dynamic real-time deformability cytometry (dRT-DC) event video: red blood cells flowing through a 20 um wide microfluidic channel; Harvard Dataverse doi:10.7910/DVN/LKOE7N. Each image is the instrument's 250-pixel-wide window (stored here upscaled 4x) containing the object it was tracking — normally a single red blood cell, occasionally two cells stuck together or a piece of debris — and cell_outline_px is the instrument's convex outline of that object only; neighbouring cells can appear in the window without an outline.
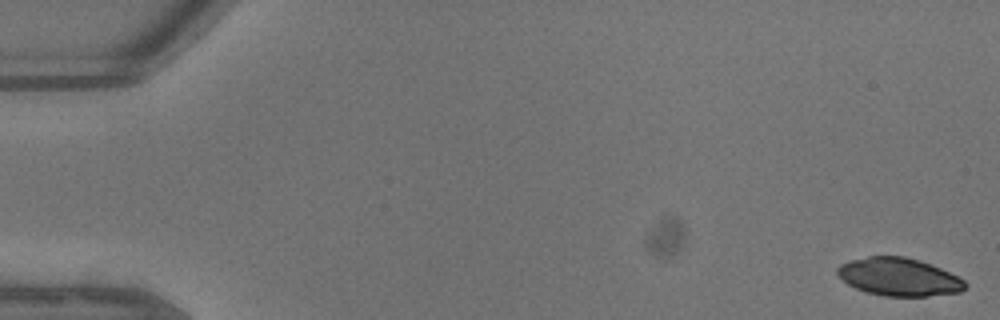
{"species": "common noctule bat (a hibernating species)", "species_latin": "Nyctalus noctula", "temperature_condition": "warm", "stored_images_in_passage": 45, "camera_frame_rate_fps": 3000, "um_per_image_px": 0.085, "animal": {"sex": "male", "body_mass_g": 13.3}, "frame": {"image": 1, "passage_image": 1, "time_ms": 0.0, "image_size_px": [1000, 320], "cell_outline_px": [[968, 284], [960, 292], [928, 296], [884, 296], [868, 292], [856, 288], [848, 284], [836, 272], [836, 268], [840, 264], [848, 260], [868, 256], [904, 256], [920, 260], [940, 268], [964, 280]], "centroid_in_image_um": [76.39, 23.53], "position_along_channel_um": 8.6, "area_um2": 28.15}}
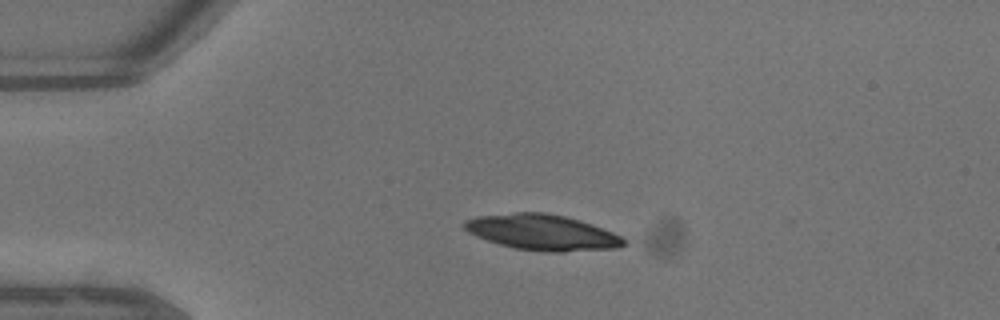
{"frame": {"image": 2, "passage_image": 11, "time_ms": 3.333, "image_size_px": [1000, 320], "cell_outline_px": [[628, 244], [620, 248], [564, 252], [544, 252], [516, 248], [500, 244], [476, 236], [468, 232], [460, 224], [464, 220], [476, 216], [516, 212], [544, 212], [564, 216], [580, 220], [592, 224], [624, 236], [628, 240]], "centroid_in_image_um": [46.15, 19.75], "position_along_channel_um": 38.9, "area_um2": 33.64}}